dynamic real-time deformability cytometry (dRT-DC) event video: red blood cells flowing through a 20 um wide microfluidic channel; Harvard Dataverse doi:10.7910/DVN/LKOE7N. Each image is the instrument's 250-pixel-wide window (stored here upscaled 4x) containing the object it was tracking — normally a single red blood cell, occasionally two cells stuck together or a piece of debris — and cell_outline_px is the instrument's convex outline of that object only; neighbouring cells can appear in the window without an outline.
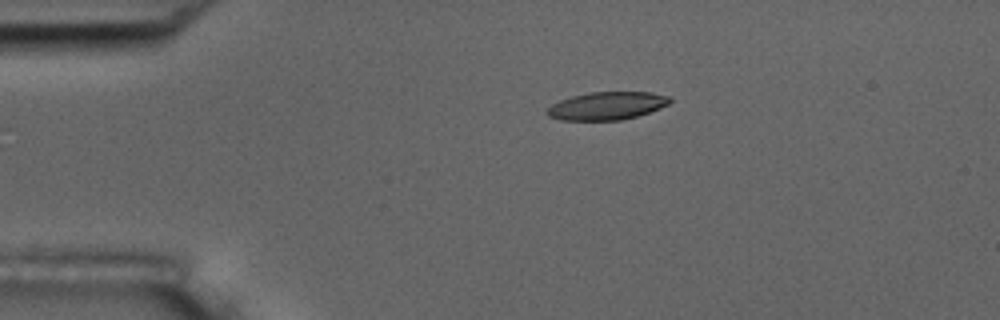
{"species": "common noctule bat (a hibernating species)", "species_latin": "Nyctalus noctula", "temperature_condition": "room temperature", "stored_images_in_passage": 4, "camera_frame_rate_fps": 3000, "um_per_image_px": 0.085, "animal": {"sex": "male", "body_mass_g": 17.5, "forearm_length_mm": 52.3}, "frame": {"image": 1, "passage_image": 1, "time_ms": 0.0, "image_size_px": [1000, 320], "cell_outline_px": [[672, 100], [668, 104], [660, 108], [636, 116], [620, 120], [560, 120], [548, 116], [544, 112], [552, 104], [560, 100], [572, 96], [592, 92], [652, 92], [672, 96]], "centroid_in_image_um": [51.59, 8.99], "position_along_channel_um": 33.4, "area_um2": 20.0}}
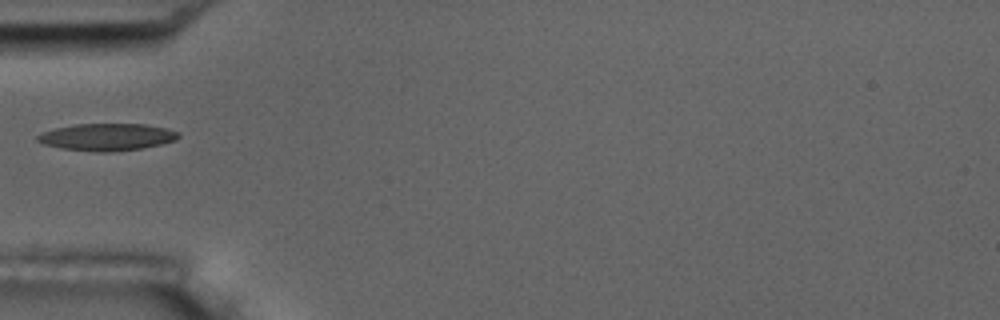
{"frame": {"image": 2, "passage_image": 3, "time_ms": 2.333, "image_size_px": [1000, 320], "cell_outline_px": [[180, 136], [176, 140], [160, 144], [140, 148], [108, 152], [100, 152], [60, 148], [44, 144], [36, 140], [36, 136], [44, 132], [56, 128], [76, 124], [148, 124], [168, 128], [180, 132]], "centroid_in_image_um": [9.13, 11.64], "position_along_channel_um": 75.9, "area_um2": 22.2}}